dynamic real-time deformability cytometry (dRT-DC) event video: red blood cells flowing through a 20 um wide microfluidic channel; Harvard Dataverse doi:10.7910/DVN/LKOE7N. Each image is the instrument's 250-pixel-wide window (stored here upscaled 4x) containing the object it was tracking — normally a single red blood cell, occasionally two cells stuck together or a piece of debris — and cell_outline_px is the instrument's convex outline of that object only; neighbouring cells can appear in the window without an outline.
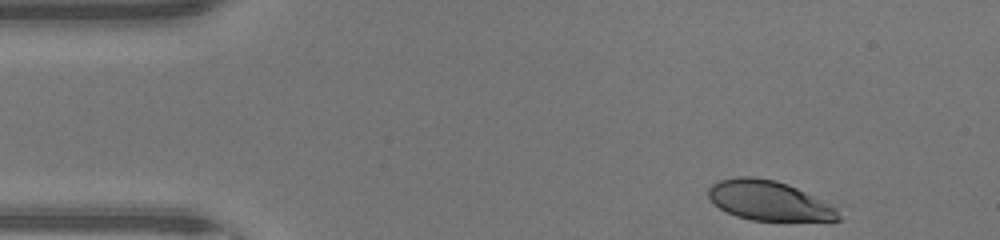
{"species": "human", "species_latin": "Homo sapiens", "temperature_condition": "warm", "stored_images_in_passage": 36, "camera_frame_rate_fps": 3000, "um_per_image_px": 0.085, "donor": {"sex": "male"}, "frame": {"image": 1, "passage_image": 1, "time_ms": 0.0, "image_size_px": [1000, 240], "cell_outline_px": [[840, 220], [752, 220], [736, 216], [720, 208], [708, 196], [708, 188], [712, 184], [720, 180], [736, 176], [752, 176], [776, 180], [788, 184], [836, 208], [840, 216]], "centroid_in_image_um": [65.3, 17.04], "position_along_channel_um": 19.7, "area_um2": 29.54}}
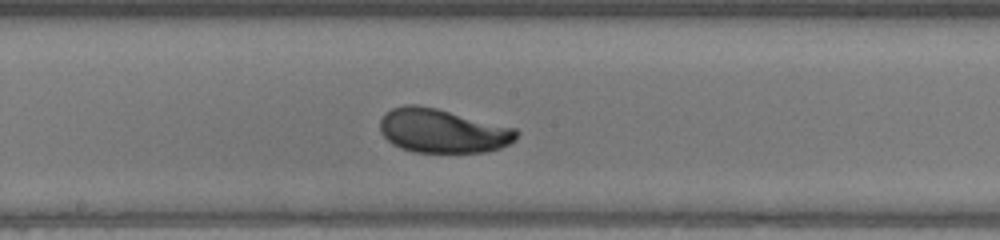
{"frame": {"image": 2, "passage_image": 20, "time_ms": 6.333, "image_size_px": [1000, 240], "cell_outline_px": [[520, 132], [516, 140], [500, 148], [484, 152], [412, 152], [400, 148], [392, 144], [380, 132], [380, 120], [384, 112], [392, 108], [404, 104], [416, 104], [436, 108], [516, 128]], "centroid_in_image_um": [37.6, 11.12], "position_along_channel_um": 210.6, "area_um2": 35.2}}
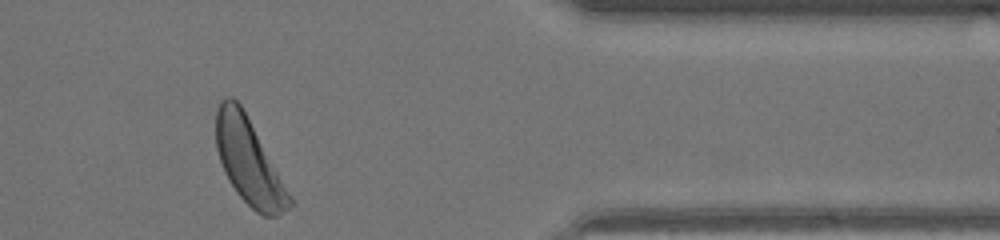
{"frame": {"image": 3, "passage_image": 34, "time_ms": 11.0, "image_size_px": [1000, 240], "cell_outline_px": [[292, 204], [288, 208], [276, 216], [264, 216], [256, 212], [236, 192], [228, 180], [224, 172], [216, 148], [216, 112], [220, 100], [228, 96], [232, 96], [240, 104], [292, 196]], "centroid_in_image_um": [21.13, 13.73], "position_along_channel_um": 390.3, "area_um2": 36.07}, "authors_computed_cell_mechanics": {"area_um2": 34.5644, "velocity_mm_per_s": 4.4392, "shape_relaxation_time_tau1_ms": 1.5596, "shape_relaxation_time_tau2_ms": null, "deformation_change_tau1": 0.1418, "deformation_change_tau2": null}}